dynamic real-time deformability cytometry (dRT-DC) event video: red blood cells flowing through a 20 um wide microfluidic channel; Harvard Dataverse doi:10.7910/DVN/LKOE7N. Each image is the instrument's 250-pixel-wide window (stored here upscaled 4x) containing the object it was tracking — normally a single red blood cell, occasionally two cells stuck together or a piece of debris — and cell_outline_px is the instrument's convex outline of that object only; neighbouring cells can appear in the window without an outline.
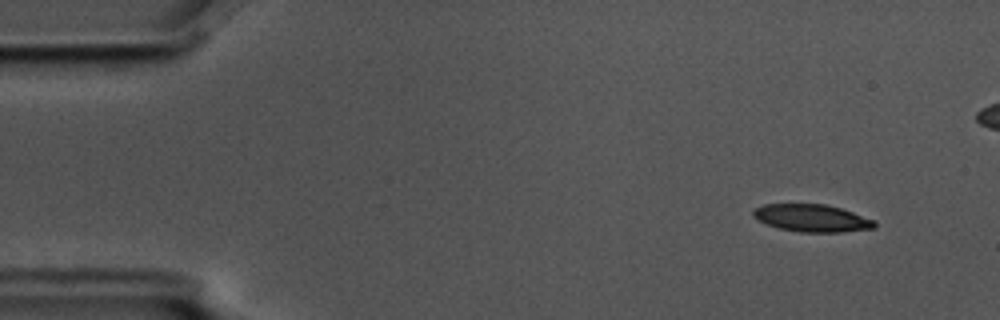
{"species": "common noctule bat (a hibernating species)", "species_latin": "Nyctalus noctula", "temperature_condition": "cold", "stored_images_in_passage": 51, "camera_frame_rate_fps": 3000, "um_per_image_px": 0.085, "animal": {"sex": "male", "body_mass_g": 17.5, "forearm_length_mm": 52.3}, "frame": {"image": 1, "passage_image": 4, "time_ms": 1.0, "image_size_px": [1000, 320], "cell_outline_px": [[876, 228], [844, 232], [800, 232], [780, 228], [768, 224], [752, 216], [752, 212], [756, 208], [764, 204], [824, 204], [840, 208], [876, 220]], "centroid_in_image_um": [69.06, 18.54], "position_along_channel_um": 15.9, "area_um2": 19.31}}
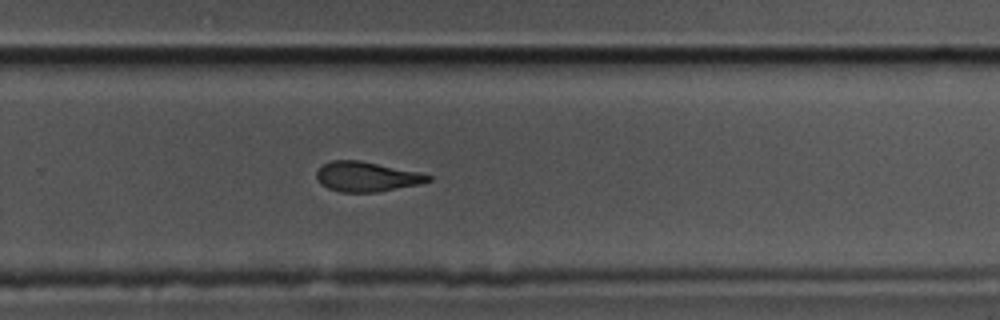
{"frame": {"image": 2, "passage_image": 36, "time_ms": 11.667, "image_size_px": [1000, 320], "cell_outline_px": [[432, 180], [420, 184], [376, 192], [340, 192], [328, 188], [320, 184], [316, 176], [316, 172], [324, 164], [332, 160], [360, 160], [420, 172], [432, 176]], "centroid_in_image_um": [31.17, 15.01], "position_along_channel_um": 298.6, "area_um2": 19.42}}
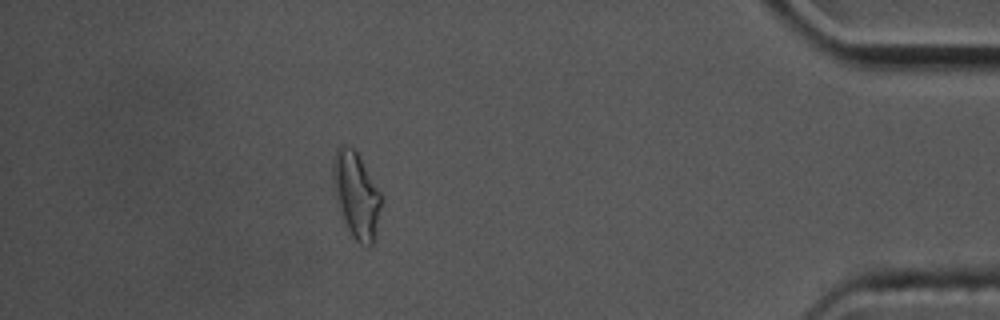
{"frame": {"image": 3, "passage_image": 49, "time_ms": 16.0, "image_size_px": [1000, 320], "cell_outline_px": [[384, 196], [372, 244], [368, 248], [360, 244], [352, 236], [344, 220], [332, 180], [332, 156], [336, 148], [340, 144], [344, 144], [352, 148], [356, 152]], "centroid_in_image_um": [30.29, 16.53], "position_along_channel_um": 404.9, "area_um2": 24.04}}